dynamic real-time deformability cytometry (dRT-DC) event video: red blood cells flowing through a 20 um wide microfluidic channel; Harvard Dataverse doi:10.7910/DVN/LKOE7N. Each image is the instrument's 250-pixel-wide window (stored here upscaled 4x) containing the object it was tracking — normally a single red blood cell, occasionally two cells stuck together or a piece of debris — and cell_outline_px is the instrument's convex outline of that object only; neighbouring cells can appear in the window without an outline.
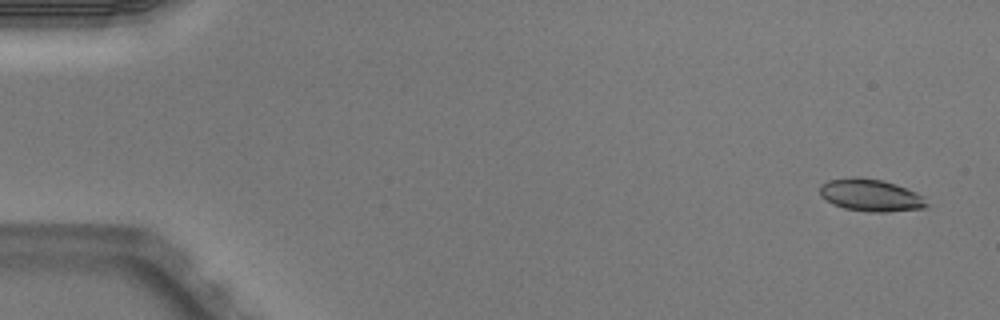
{"species": "Egyptian fruit bat (a non-hibernating species)", "species_latin": "Rousettus aegyptiacus", "temperature_condition": "warm", "stored_images_in_passage": 5, "camera_frame_rate_fps": 3000, "um_per_image_px": 0.085, "animal": {"sex": "male"}, "frame": {"image": 1, "passage_image": 1, "time_ms": 0.0, "image_size_px": [1000, 320], "cell_outline_px": [[928, 204], [924, 208], [884, 212], [868, 212], [844, 208], [832, 204], [820, 196], [820, 184], [828, 180], [884, 180], [896, 184], [916, 192], [924, 196]], "centroid_in_image_um": [74.04, 16.64], "position_along_channel_um": 11.0, "area_um2": 19.48}}
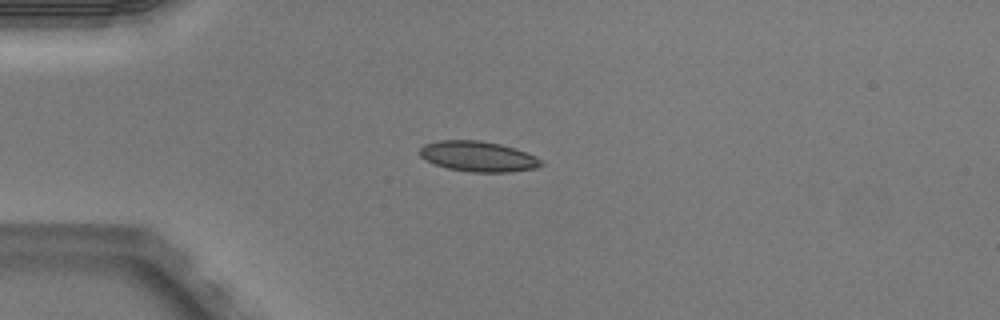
{"frame": {"image": 2, "passage_image": 4, "time_ms": 1.0, "image_size_px": [1000, 320], "cell_outline_px": [[544, 164], [536, 168], [508, 172], [468, 172], [448, 168], [436, 164], [420, 156], [420, 148], [424, 144], [440, 140], [480, 140], [500, 144], [536, 156], [544, 160]], "centroid_in_image_um": [40.66, 13.3], "position_along_channel_um": 44.3, "area_um2": 21.39}}
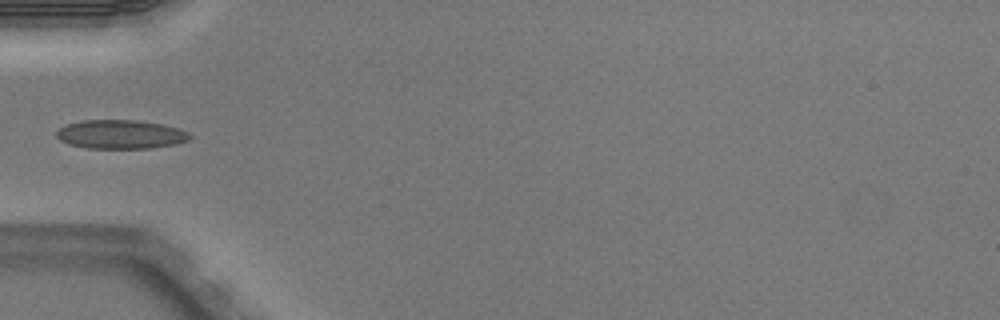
{"frame": {"image": 3, "passage_image": 5, "time_ms": 1.333, "image_size_px": [1000, 320], "cell_outline_px": [[192, 136], [188, 140], [176, 144], [148, 148], [88, 148], [68, 144], [60, 140], [56, 136], [56, 132], [60, 128], [68, 124], [80, 120], [136, 120], [164, 124], [180, 128], [188, 132]], "centroid_in_image_um": [10.27, 11.41], "position_along_channel_um": 74.7, "area_um2": 22.48}}